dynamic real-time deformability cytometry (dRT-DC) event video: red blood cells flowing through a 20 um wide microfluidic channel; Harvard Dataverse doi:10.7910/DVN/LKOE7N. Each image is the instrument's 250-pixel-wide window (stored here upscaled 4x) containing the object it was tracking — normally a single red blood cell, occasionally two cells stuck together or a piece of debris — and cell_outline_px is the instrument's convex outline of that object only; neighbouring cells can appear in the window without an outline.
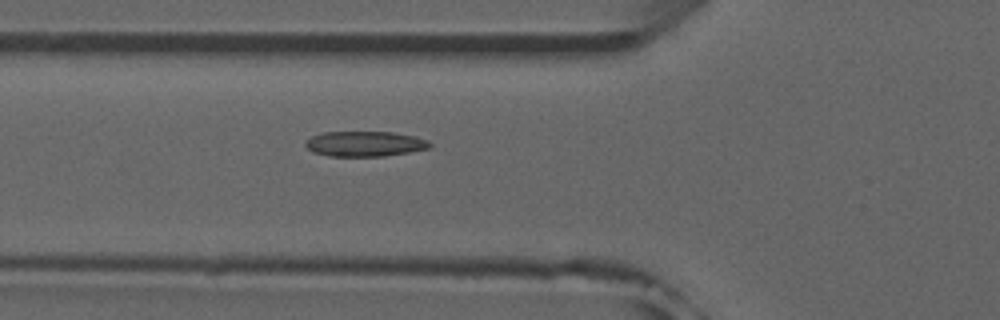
{"species": "common noctule bat (a hibernating species)", "species_latin": "Nyctalus noctula", "temperature_condition": "room temperature", "stored_images_in_passage": 47, "camera_frame_rate_fps": 3000, "um_per_image_px": 0.085, "animal": {"sex": "male", "forearm_length_mm": 52.5}, "frame": {"image": 1, "passage_image": 14, "time_ms": 4.333, "image_size_px": [1000, 320], "cell_outline_px": [[432, 144], [428, 148], [408, 152], [384, 156], [328, 156], [312, 152], [304, 144], [304, 140], [312, 136], [324, 132], [392, 132], [416, 136], [428, 140]], "centroid_in_image_um": [30.98, 12.22], "position_along_channel_um": 94.8, "area_um2": 18.32}, "authors_computed_cell_mechanics": {"area_um2": 18.0914, "velocity_mm_per_s": 3.9171, "shape_relaxation_time_tau1_ms": 6.4652, "shape_relaxation_time_tau2_ms": 2.4898, "deformation_change_tau1": 0.1511, "deformation_change_tau2": 0.083}}